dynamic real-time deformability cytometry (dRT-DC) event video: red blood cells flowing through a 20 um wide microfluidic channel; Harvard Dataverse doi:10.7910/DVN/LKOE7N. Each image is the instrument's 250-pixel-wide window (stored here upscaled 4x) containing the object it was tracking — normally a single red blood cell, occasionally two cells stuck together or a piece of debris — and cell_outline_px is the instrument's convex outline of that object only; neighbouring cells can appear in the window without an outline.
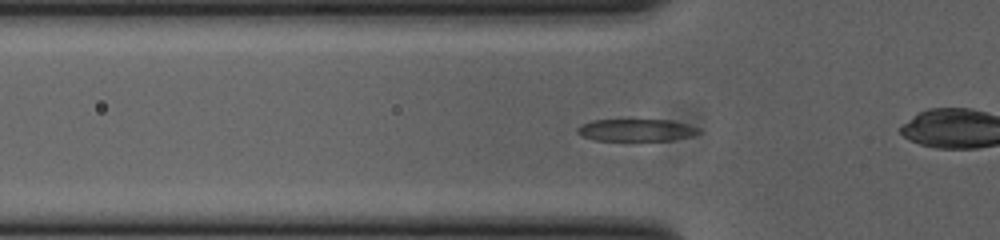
{"species": "common noctule bat (a hibernating species)", "species_latin": "Nyctalus noctula", "temperature_condition": "cold", "stored_images_in_passage": 45, "camera_frame_rate_fps": 3000, "um_per_image_px": 0.085, "animal": {"sex": "female", "body_mass_g": 23.0, "forearm_length_mm": 53.4}, "frame": {"image": 1, "passage_image": 8, "time_ms": 2.333, "image_size_px": [1000, 240], "cell_outline_px": [[700, 132], [692, 136], [672, 140], [596, 140], [584, 136], [576, 132], [576, 128], [580, 124], [592, 120], [628, 116], [668, 120], [700, 128]], "centroid_in_image_um": [54.01, 10.99], "position_along_channel_um": 71.8, "area_um2": 16.59}}
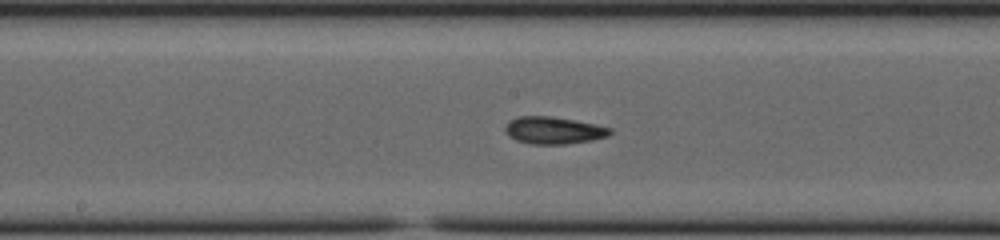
{"frame": {"image": 2, "passage_image": 18, "time_ms": 5.667, "image_size_px": [1000, 240], "cell_outline_px": [[612, 132], [608, 136], [592, 140], [564, 144], [532, 144], [516, 140], [508, 136], [504, 128], [508, 120], [516, 116], [548, 116], [596, 124], [612, 128]], "centroid_in_image_um": [47.03, 11.08], "position_along_channel_um": 201.2, "area_um2": 16.65}}
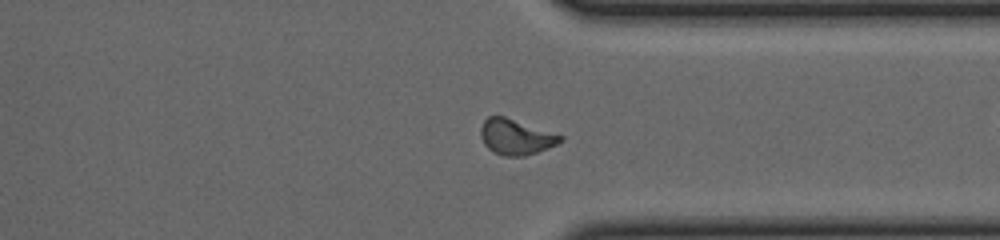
{"frame": {"image": 3, "passage_image": 31, "time_ms": 10.0, "image_size_px": [1000, 240], "cell_outline_px": [[564, 140], [548, 148], [524, 156], [504, 156], [492, 152], [484, 144], [480, 136], [480, 128], [484, 120], [488, 116], [504, 116], [564, 136]], "centroid_in_image_um": [43.82, 11.64], "position_along_channel_um": 367.6, "area_um2": 16.47}, "authors_computed_cell_mechanics": {"area_um2": 16.0684, "velocity_mm_per_s": 3.8617, "shape_relaxation_time_tau1_ms": 3.702, "shape_relaxation_time_tau2_ms": 1.7619, "deformation_change_tau1": 0.1311, "deformation_change_tau2": 0.0784}}